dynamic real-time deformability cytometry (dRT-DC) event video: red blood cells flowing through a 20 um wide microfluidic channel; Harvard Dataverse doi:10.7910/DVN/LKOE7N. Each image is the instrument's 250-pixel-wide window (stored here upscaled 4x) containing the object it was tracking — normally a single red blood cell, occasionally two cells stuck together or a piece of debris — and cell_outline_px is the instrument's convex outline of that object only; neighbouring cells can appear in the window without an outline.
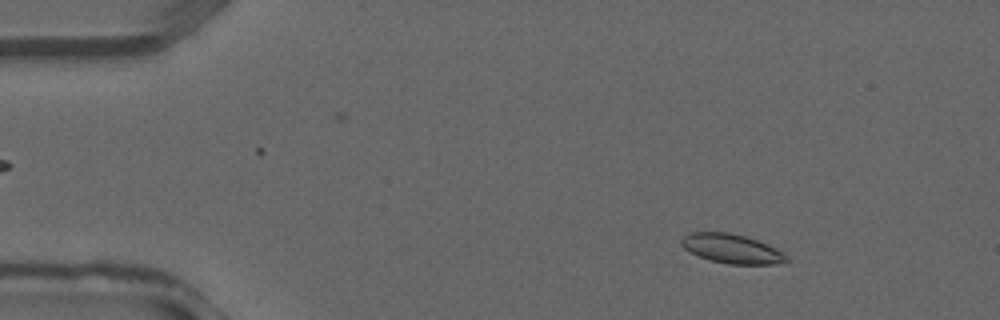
{"species": "common noctule bat (a hibernating species)", "species_latin": "Nyctalus noctula", "temperature_condition": "warm", "stored_images_in_passage": 39, "camera_frame_rate_fps": 3000, "um_per_image_px": 0.085, "animal": {"sex": "male", "forearm_length_mm": 52.5}, "frame": {"image": 1, "passage_image": 6, "time_ms": 1.667, "image_size_px": [1000, 320], "cell_outline_px": [[788, 260], [772, 264], [728, 264], [712, 260], [700, 256], [684, 248], [680, 244], [680, 240], [684, 236], [692, 232], [728, 232], [744, 236], [768, 244], [776, 248], [788, 256]], "centroid_in_image_um": [62.19, 21.13], "position_along_channel_um": 22.8, "area_um2": 17.63}}
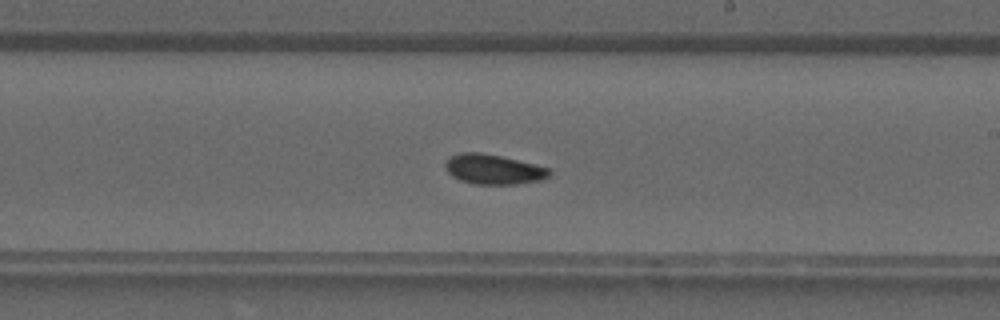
{"frame": {"image": 2, "passage_image": 23, "time_ms": 7.333, "image_size_px": [1000, 320], "cell_outline_px": [[552, 172], [544, 180], [516, 184], [472, 184], [460, 180], [452, 176], [448, 172], [444, 164], [448, 156], [460, 152], [480, 152], [500, 156], [548, 168]], "centroid_in_image_um": [41.9, 14.39], "position_along_channel_um": 247.1, "area_um2": 18.15}}
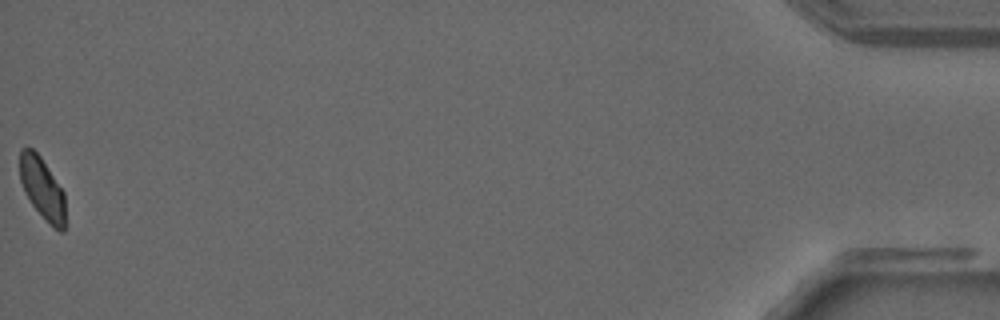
{"frame": {"image": 3, "passage_image": 39, "time_ms": 12.667, "image_size_px": [1000, 320], "cell_outline_px": [[64, 232], [60, 232], [32, 204], [24, 192], [20, 180], [20, 148], [32, 148], [40, 156], [64, 192]], "centroid_in_image_um": [3.57, 15.96], "position_along_channel_um": 431.6, "area_um2": 15.84}}